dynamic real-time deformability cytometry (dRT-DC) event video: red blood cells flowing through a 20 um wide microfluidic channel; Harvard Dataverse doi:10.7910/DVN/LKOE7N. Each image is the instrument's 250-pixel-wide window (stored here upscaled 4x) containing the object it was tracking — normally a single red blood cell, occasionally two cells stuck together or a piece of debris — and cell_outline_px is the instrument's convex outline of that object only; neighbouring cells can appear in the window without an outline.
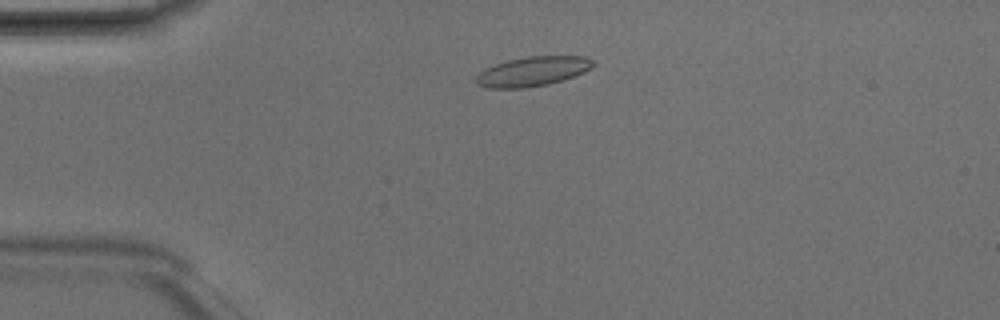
{"species": "Egyptian fruit bat (a non-hibernating species)", "species_latin": "Rousettus aegyptiacus", "temperature_condition": "room temperature", "stored_images_in_passage": 3, "camera_frame_rate_fps": 3000, "um_per_image_px": 0.085, "animal": {"sex": "male"}, "frame": {"image": 1, "passage_image": 2, "time_ms": 0.333, "image_size_px": [1000, 320], "cell_outline_px": [[596, 64], [584, 72], [548, 84], [524, 88], [488, 88], [476, 84], [476, 76], [484, 68], [508, 60], [528, 56], [584, 56], [592, 60]], "centroid_in_image_um": [45.25, 6.06], "position_along_channel_um": 39.8, "area_um2": 20.0}}